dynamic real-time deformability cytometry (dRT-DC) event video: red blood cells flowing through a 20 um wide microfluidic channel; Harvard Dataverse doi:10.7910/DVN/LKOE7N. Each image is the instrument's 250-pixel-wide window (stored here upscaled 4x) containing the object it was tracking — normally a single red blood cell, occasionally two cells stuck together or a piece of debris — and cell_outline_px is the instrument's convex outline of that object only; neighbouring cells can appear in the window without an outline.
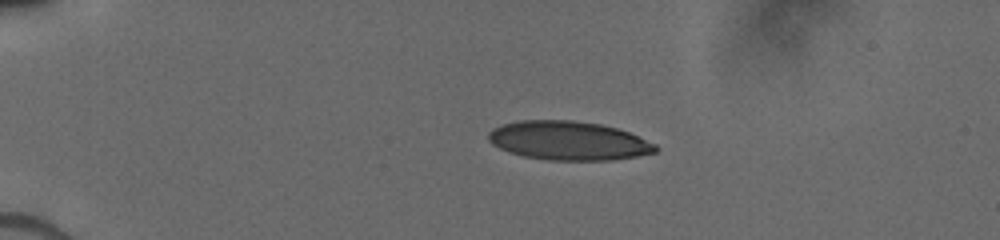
{"species": "human", "species_latin": "Homo sapiens", "temperature_condition": "cold", "stored_images_in_passage": 67, "camera_frame_rate_fps": 3000, "um_per_image_px": 0.085, "donor": {"sex": "male"}, "frame": {"image": 1, "passage_image": 1, "time_ms": 0.0, "image_size_px": [1000, 240], "cell_outline_px": [[656, 152], [636, 156], [612, 160], [548, 160], [524, 156], [508, 152], [492, 144], [488, 140], [488, 132], [492, 128], [500, 124], [516, 120], [572, 120], [600, 124], [616, 128], [628, 132], [656, 144]], "centroid_in_image_um": [48.26, 11.95], "position_along_channel_um": 36.7, "area_um2": 37.92}}
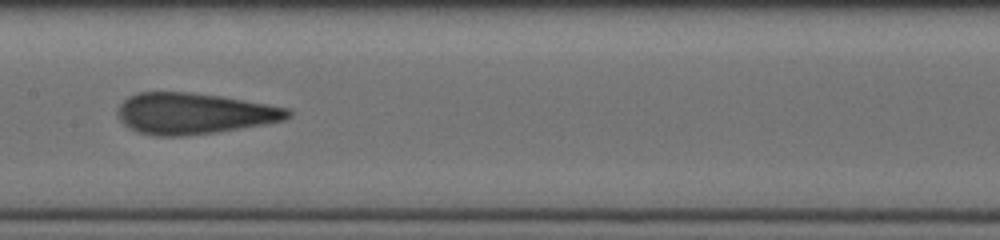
{"frame": {"image": 2, "passage_image": 23, "time_ms": 5.333, "image_size_px": [1000, 240], "cell_outline_px": [[292, 116], [284, 120], [264, 124], [216, 132], [180, 136], [156, 136], [136, 132], [128, 128], [120, 120], [116, 112], [120, 104], [128, 96], [140, 92], [192, 92], [220, 96], [288, 108], [292, 112]], "centroid_in_image_um": [16.44, 9.65], "position_along_channel_um": 191.0, "area_um2": 40.75}}
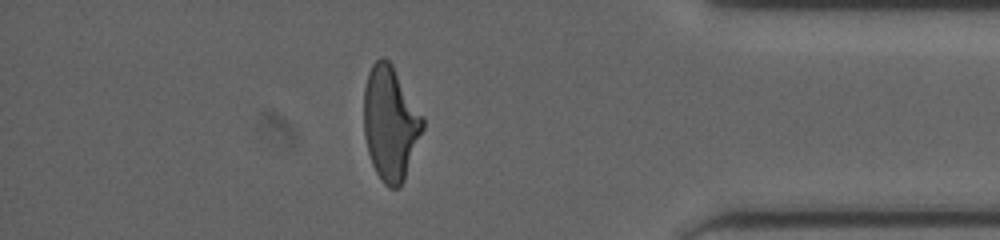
{"frame": {"image": 3, "passage_image": 57, "time_ms": 11.0, "image_size_px": [1000, 240], "cell_outline_px": [[424, 128], [404, 180], [400, 188], [388, 188], [380, 180], [372, 164], [368, 152], [364, 136], [364, 88], [368, 72], [372, 64], [380, 56], [384, 56], [392, 64], [424, 116]], "centroid_in_image_um": [33.18, 10.47], "position_along_channel_um": 402.0, "area_um2": 39.54}}